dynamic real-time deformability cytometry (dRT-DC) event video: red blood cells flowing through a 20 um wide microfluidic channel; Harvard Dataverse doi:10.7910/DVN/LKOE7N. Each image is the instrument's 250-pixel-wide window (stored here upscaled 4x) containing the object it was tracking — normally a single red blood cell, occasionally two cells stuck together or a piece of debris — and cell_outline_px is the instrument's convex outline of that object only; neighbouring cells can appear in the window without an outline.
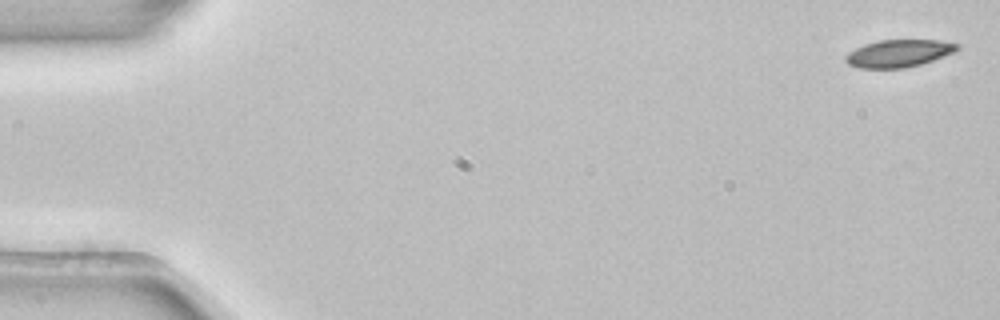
{"species": "common noctule bat (a hibernating species)", "species_latin": "Nyctalus noctula", "temperature_condition": "room temperature", "stored_images_in_passage": 5, "camera_frame_rate_fps": 3000, "um_per_image_px": 0.085, "animal": {"sex": "female", "body_mass_g": 22.7, "forearm_length_mm": 54.2}, "frame": {"image": 1, "passage_image": 1, "time_ms": 0.0, "image_size_px": [1000, 320], "cell_outline_px": [[960, 48], [952, 52], [932, 60], [920, 64], [904, 68], [860, 68], [848, 64], [844, 60], [844, 56], [848, 52], [864, 44], [880, 40], [940, 40], [960, 44]], "centroid_in_image_um": [76.35, 4.53], "position_along_channel_um": 8.6, "area_um2": 17.74}}
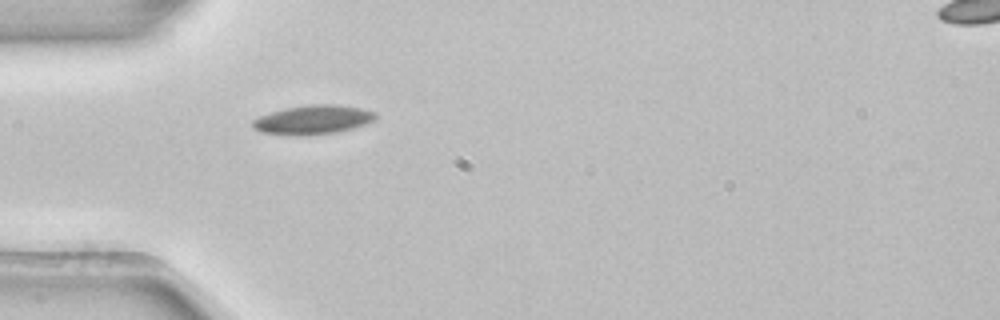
{"frame": {"image": 2, "passage_image": 5, "time_ms": 1.333, "image_size_px": [1000, 320], "cell_outline_px": [[376, 116], [372, 120], [364, 124], [352, 128], [336, 132], [308, 136], [292, 136], [260, 132], [252, 128], [252, 120], [260, 116], [284, 108], [308, 104], [336, 104], [360, 108], [376, 112]], "centroid_in_image_um": [26.55, 10.18], "position_along_channel_um": 58.5, "area_um2": 20.98}}